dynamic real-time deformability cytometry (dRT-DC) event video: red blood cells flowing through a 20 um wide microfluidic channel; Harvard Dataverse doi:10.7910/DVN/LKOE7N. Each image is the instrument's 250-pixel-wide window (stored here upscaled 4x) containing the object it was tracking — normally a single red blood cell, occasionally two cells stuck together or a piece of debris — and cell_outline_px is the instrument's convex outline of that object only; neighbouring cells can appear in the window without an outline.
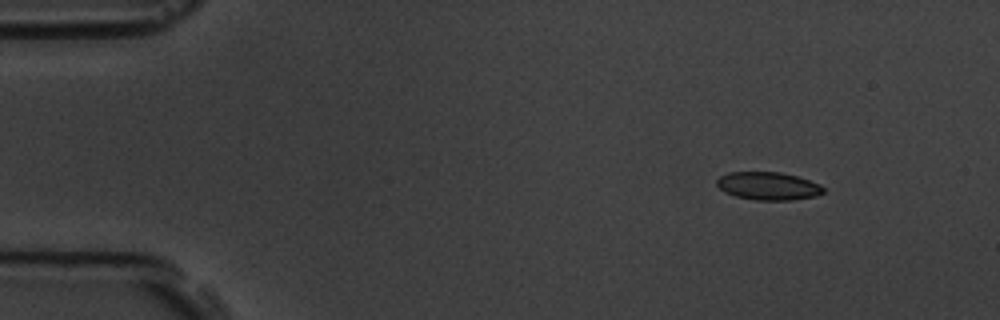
{"species": "common noctule bat (a hibernating species)", "species_latin": "Nyctalus noctula", "temperature_condition": "room temperature", "stored_images_in_passage": 10, "camera_frame_rate_fps": 3000, "um_per_image_px": 0.085, "animal": {"sex": "male", "body_mass_g": 19.5, "forearm_length_mm": 54.6}, "frame": {"image": 1, "passage_image": 6, "time_ms": 1.667, "image_size_px": [1000, 320], "cell_outline_px": [[824, 192], [816, 196], [792, 200], [756, 200], [736, 196], [724, 192], [716, 184], [716, 180], [720, 176], [728, 172], [780, 172], [796, 176], [820, 184], [824, 188]], "centroid_in_image_um": [65.29, 15.81], "position_along_channel_um": 19.7, "area_um2": 17.34}}